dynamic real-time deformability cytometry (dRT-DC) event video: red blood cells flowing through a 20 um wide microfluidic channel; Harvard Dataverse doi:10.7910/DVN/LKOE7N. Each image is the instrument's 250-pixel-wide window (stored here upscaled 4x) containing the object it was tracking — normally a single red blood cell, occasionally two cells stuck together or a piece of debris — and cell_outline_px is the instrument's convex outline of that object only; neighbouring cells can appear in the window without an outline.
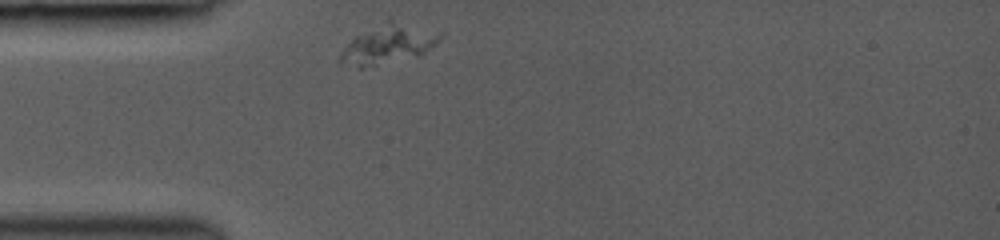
{"species": "common noctule bat (a hibernating species)", "species_latin": "Nyctalus noctula", "temperature_condition": "room temperature", "stored_images_in_passage": 5, "camera_frame_rate_fps": 3000, "um_per_image_px": 0.085, "animal": {"sex": "female", "body_mass_g": 19.0, "forearm_length_mm": 53.3}, "frame": {"image": 1, "passage_image": 1, "time_ms": 0.0, "image_size_px": [1000, 240], "cell_outline_px": [[444, 36], [436, 44], [420, 56], [360, 68], [356, 68], [340, 64], [340, 56], [344, 48], [356, 36], [388, 16], [444, 32]], "centroid_in_image_um": [33.08, 3.68], "position_along_channel_um": 51.9, "area_um2": 23.7}}